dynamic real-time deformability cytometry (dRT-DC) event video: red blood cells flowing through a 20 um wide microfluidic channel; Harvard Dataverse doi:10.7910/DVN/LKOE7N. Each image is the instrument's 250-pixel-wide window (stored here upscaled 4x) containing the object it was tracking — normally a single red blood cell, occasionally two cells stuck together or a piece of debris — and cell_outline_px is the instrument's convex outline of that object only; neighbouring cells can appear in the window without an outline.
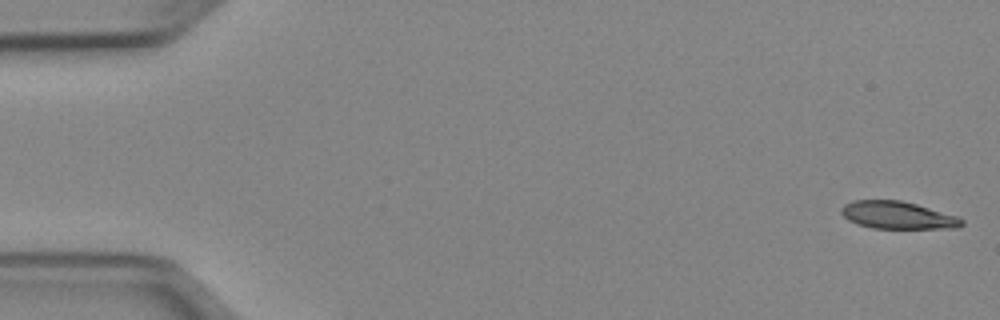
{"species": "Egyptian fruit bat (a non-hibernating species)", "species_latin": "Rousettus aegyptiacus", "temperature_condition": "cold", "stored_images_in_passage": 51, "camera_frame_rate_fps": 3000, "um_per_image_px": 0.085, "animal": {"sex": "female"}, "frame": {"image": 1, "passage_image": 1, "time_ms": 0.0, "image_size_px": [1000, 320], "cell_outline_px": [[964, 224], [960, 228], [872, 228], [848, 220], [840, 212], [840, 208], [844, 204], [852, 200], [900, 200], [916, 204], [956, 216], [964, 220]], "centroid_in_image_um": [76.29, 18.29], "position_along_channel_um": 8.7, "area_um2": 19.19}}
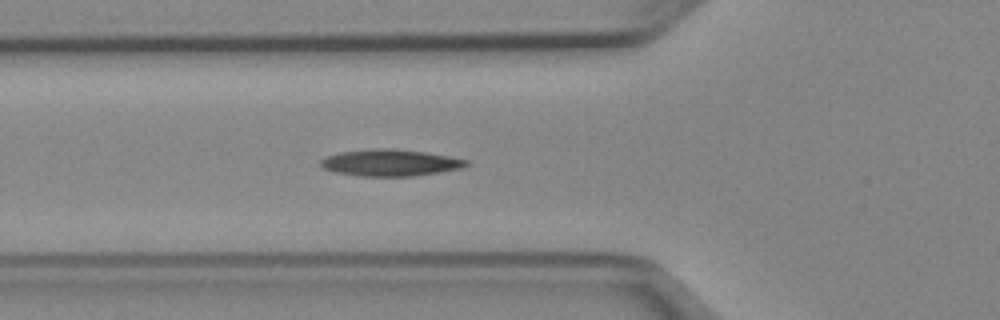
{"frame": {"image": 2, "passage_image": 18, "time_ms": 5.667, "image_size_px": [1000, 320], "cell_outline_px": [[468, 164], [460, 168], [440, 172], [412, 176], [360, 176], [336, 172], [324, 168], [320, 164], [320, 160], [328, 156], [340, 152], [372, 148], [392, 148], [428, 152], [468, 160]], "centroid_in_image_um": [33.17, 13.82], "position_along_channel_um": 92.6, "area_um2": 22.54}}
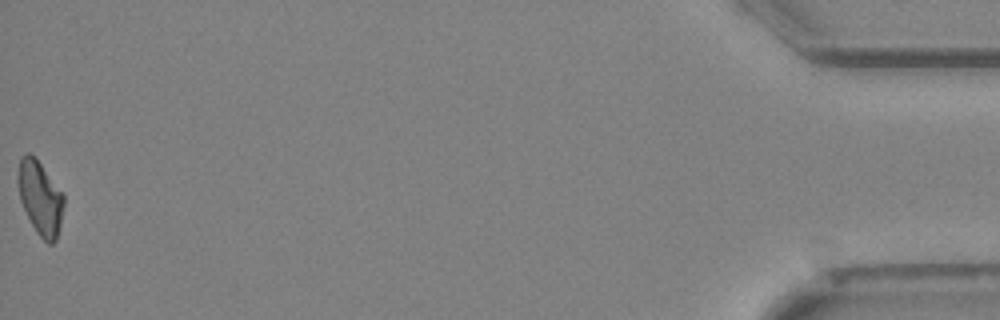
{"frame": {"image": 3, "passage_image": 51, "time_ms": 16.667, "image_size_px": [1000, 320], "cell_outline_px": [[64, 204], [60, 224], [56, 240], [52, 244], [48, 244], [36, 232], [20, 200], [16, 180], [16, 176], [20, 156], [28, 152], [40, 164], [64, 196]], "centroid_in_image_um": [3.38, 16.82], "position_along_channel_um": 431.8, "area_um2": 19.42}, "authors_computed_cell_mechanics": {"area_um2": 20.808, "velocity_mm_per_s": 3.9759, "shape_relaxation_time_tau1_ms": 11.3226, "shape_relaxation_time_tau2_ms": null, "deformation_change_tau1": 0.2347, "deformation_change_tau2": null}}